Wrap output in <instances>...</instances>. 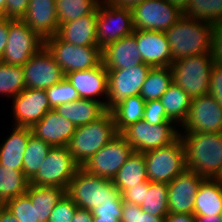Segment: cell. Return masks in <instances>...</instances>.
I'll list each match as a JSON object with an SVG mask.
<instances>
[{"mask_svg": "<svg viewBox=\"0 0 222 222\" xmlns=\"http://www.w3.org/2000/svg\"><path fill=\"white\" fill-rule=\"evenodd\" d=\"M160 101L165 109L167 117L180 127L185 122L189 113L191 98L174 82L161 96ZM178 123V124H177Z\"/></svg>", "mask_w": 222, "mask_h": 222, "instance_id": "f546056e", "label": "cell"}, {"mask_svg": "<svg viewBox=\"0 0 222 222\" xmlns=\"http://www.w3.org/2000/svg\"><path fill=\"white\" fill-rule=\"evenodd\" d=\"M182 16L209 23L222 21V0H189Z\"/></svg>", "mask_w": 222, "mask_h": 222, "instance_id": "d590c367", "label": "cell"}, {"mask_svg": "<svg viewBox=\"0 0 222 222\" xmlns=\"http://www.w3.org/2000/svg\"><path fill=\"white\" fill-rule=\"evenodd\" d=\"M213 24L182 16L165 31L173 61L212 53Z\"/></svg>", "mask_w": 222, "mask_h": 222, "instance_id": "7a4b0ae2", "label": "cell"}, {"mask_svg": "<svg viewBox=\"0 0 222 222\" xmlns=\"http://www.w3.org/2000/svg\"><path fill=\"white\" fill-rule=\"evenodd\" d=\"M145 102L140 95L131 96L111 110L117 133H121L126 127L143 119Z\"/></svg>", "mask_w": 222, "mask_h": 222, "instance_id": "4dcf8cb0", "label": "cell"}, {"mask_svg": "<svg viewBox=\"0 0 222 222\" xmlns=\"http://www.w3.org/2000/svg\"><path fill=\"white\" fill-rule=\"evenodd\" d=\"M141 210L156 217H165L168 211V184L148 181Z\"/></svg>", "mask_w": 222, "mask_h": 222, "instance_id": "e575fe53", "label": "cell"}, {"mask_svg": "<svg viewBox=\"0 0 222 222\" xmlns=\"http://www.w3.org/2000/svg\"><path fill=\"white\" fill-rule=\"evenodd\" d=\"M212 54H199L173 61V82L182 88L191 99L205 95L210 83Z\"/></svg>", "mask_w": 222, "mask_h": 222, "instance_id": "5b68a950", "label": "cell"}, {"mask_svg": "<svg viewBox=\"0 0 222 222\" xmlns=\"http://www.w3.org/2000/svg\"><path fill=\"white\" fill-rule=\"evenodd\" d=\"M52 147L45 141L31 134L24 152L22 171L30 181L37 173Z\"/></svg>", "mask_w": 222, "mask_h": 222, "instance_id": "836d02e7", "label": "cell"}, {"mask_svg": "<svg viewBox=\"0 0 222 222\" xmlns=\"http://www.w3.org/2000/svg\"><path fill=\"white\" fill-rule=\"evenodd\" d=\"M171 5L178 7L183 11L185 6L188 4L189 0H167Z\"/></svg>", "mask_w": 222, "mask_h": 222, "instance_id": "6f0895ef", "label": "cell"}, {"mask_svg": "<svg viewBox=\"0 0 222 222\" xmlns=\"http://www.w3.org/2000/svg\"><path fill=\"white\" fill-rule=\"evenodd\" d=\"M65 78L77 90L81 99L102 102L106 108L104 99L107 100L108 96V73L103 63L92 69L69 72ZM99 95H105L102 101Z\"/></svg>", "mask_w": 222, "mask_h": 222, "instance_id": "ffe728a7", "label": "cell"}, {"mask_svg": "<svg viewBox=\"0 0 222 222\" xmlns=\"http://www.w3.org/2000/svg\"><path fill=\"white\" fill-rule=\"evenodd\" d=\"M222 212V182L205 179L195 195L194 215L213 216Z\"/></svg>", "mask_w": 222, "mask_h": 222, "instance_id": "4316f807", "label": "cell"}, {"mask_svg": "<svg viewBox=\"0 0 222 222\" xmlns=\"http://www.w3.org/2000/svg\"><path fill=\"white\" fill-rule=\"evenodd\" d=\"M79 167L74 161L68 146L52 147L29 184L56 186L67 190Z\"/></svg>", "mask_w": 222, "mask_h": 222, "instance_id": "ba28073f", "label": "cell"}, {"mask_svg": "<svg viewBox=\"0 0 222 222\" xmlns=\"http://www.w3.org/2000/svg\"><path fill=\"white\" fill-rule=\"evenodd\" d=\"M195 222H222L221 214L213 216L195 215Z\"/></svg>", "mask_w": 222, "mask_h": 222, "instance_id": "db71d44e", "label": "cell"}, {"mask_svg": "<svg viewBox=\"0 0 222 222\" xmlns=\"http://www.w3.org/2000/svg\"><path fill=\"white\" fill-rule=\"evenodd\" d=\"M66 194L79 207L92 211L104 202L123 200L122 193L111 179L99 177L79 167L66 190Z\"/></svg>", "mask_w": 222, "mask_h": 222, "instance_id": "277c9868", "label": "cell"}, {"mask_svg": "<svg viewBox=\"0 0 222 222\" xmlns=\"http://www.w3.org/2000/svg\"><path fill=\"white\" fill-rule=\"evenodd\" d=\"M78 206L65 193L51 211L48 222H71Z\"/></svg>", "mask_w": 222, "mask_h": 222, "instance_id": "60d3db41", "label": "cell"}, {"mask_svg": "<svg viewBox=\"0 0 222 222\" xmlns=\"http://www.w3.org/2000/svg\"><path fill=\"white\" fill-rule=\"evenodd\" d=\"M205 178L185 170L168 183L169 213L193 214L195 195Z\"/></svg>", "mask_w": 222, "mask_h": 222, "instance_id": "ac0fdd59", "label": "cell"}, {"mask_svg": "<svg viewBox=\"0 0 222 222\" xmlns=\"http://www.w3.org/2000/svg\"><path fill=\"white\" fill-rule=\"evenodd\" d=\"M6 208V203L0 199V213Z\"/></svg>", "mask_w": 222, "mask_h": 222, "instance_id": "91938a15", "label": "cell"}, {"mask_svg": "<svg viewBox=\"0 0 222 222\" xmlns=\"http://www.w3.org/2000/svg\"><path fill=\"white\" fill-rule=\"evenodd\" d=\"M45 91L51 109H55L59 105L80 99L77 90L66 80V78Z\"/></svg>", "mask_w": 222, "mask_h": 222, "instance_id": "ab89813d", "label": "cell"}, {"mask_svg": "<svg viewBox=\"0 0 222 222\" xmlns=\"http://www.w3.org/2000/svg\"><path fill=\"white\" fill-rule=\"evenodd\" d=\"M145 190H148V181L127 188L122 193L123 202L133 203L140 206L144 202Z\"/></svg>", "mask_w": 222, "mask_h": 222, "instance_id": "7dc6e473", "label": "cell"}, {"mask_svg": "<svg viewBox=\"0 0 222 222\" xmlns=\"http://www.w3.org/2000/svg\"><path fill=\"white\" fill-rule=\"evenodd\" d=\"M14 127L9 137L0 144V165L15 170H22L24 152L32 129L29 127Z\"/></svg>", "mask_w": 222, "mask_h": 222, "instance_id": "d4e9b609", "label": "cell"}, {"mask_svg": "<svg viewBox=\"0 0 222 222\" xmlns=\"http://www.w3.org/2000/svg\"><path fill=\"white\" fill-rule=\"evenodd\" d=\"M174 122L153 125L145 120L126 127L120 134L135 152L145 153L172 144L179 138V130Z\"/></svg>", "mask_w": 222, "mask_h": 222, "instance_id": "9c48e42d", "label": "cell"}, {"mask_svg": "<svg viewBox=\"0 0 222 222\" xmlns=\"http://www.w3.org/2000/svg\"><path fill=\"white\" fill-rule=\"evenodd\" d=\"M6 208L20 222H38L35 204H32L30 197L25 193L6 202Z\"/></svg>", "mask_w": 222, "mask_h": 222, "instance_id": "f35d334b", "label": "cell"}, {"mask_svg": "<svg viewBox=\"0 0 222 222\" xmlns=\"http://www.w3.org/2000/svg\"><path fill=\"white\" fill-rule=\"evenodd\" d=\"M115 187L123 193L138 183L149 181L144 153L133 152L112 179Z\"/></svg>", "mask_w": 222, "mask_h": 222, "instance_id": "83f0119b", "label": "cell"}, {"mask_svg": "<svg viewBox=\"0 0 222 222\" xmlns=\"http://www.w3.org/2000/svg\"><path fill=\"white\" fill-rule=\"evenodd\" d=\"M98 7L88 15L59 26L57 35L68 43L77 46H98L96 21Z\"/></svg>", "mask_w": 222, "mask_h": 222, "instance_id": "cb8c5ba5", "label": "cell"}, {"mask_svg": "<svg viewBox=\"0 0 222 222\" xmlns=\"http://www.w3.org/2000/svg\"><path fill=\"white\" fill-rule=\"evenodd\" d=\"M143 120L153 125H158L164 122H173L167 117L160 100H149L145 102Z\"/></svg>", "mask_w": 222, "mask_h": 222, "instance_id": "7bdbcfd3", "label": "cell"}, {"mask_svg": "<svg viewBox=\"0 0 222 222\" xmlns=\"http://www.w3.org/2000/svg\"><path fill=\"white\" fill-rule=\"evenodd\" d=\"M92 222H121L117 217H93Z\"/></svg>", "mask_w": 222, "mask_h": 222, "instance_id": "9f6ffc18", "label": "cell"}, {"mask_svg": "<svg viewBox=\"0 0 222 222\" xmlns=\"http://www.w3.org/2000/svg\"><path fill=\"white\" fill-rule=\"evenodd\" d=\"M185 151L186 169L205 179L222 176V132L179 133Z\"/></svg>", "mask_w": 222, "mask_h": 222, "instance_id": "6da1fadb", "label": "cell"}, {"mask_svg": "<svg viewBox=\"0 0 222 222\" xmlns=\"http://www.w3.org/2000/svg\"><path fill=\"white\" fill-rule=\"evenodd\" d=\"M150 182L169 183L186 170L185 151L180 137L172 144L144 153Z\"/></svg>", "mask_w": 222, "mask_h": 222, "instance_id": "52a82bcc", "label": "cell"}, {"mask_svg": "<svg viewBox=\"0 0 222 222\" xmlns=\"http://www.w3.org/2000/svg\"><path fill=\"white\" fill-rule=\"evenodd\" d=\"M116 7L132 9L134 6L142 3L145 0H105Z\"/></svg>", "mask_w": 222, "mask_h": 222, "instance_id": "f5cc1de1", "label": "cell"}, {"mask_svg": "<svg viewBox=\"0 0 222 222\" xmlns=\"http://www.w3.org/2000/svg\"><path fill=\"white\" fill-rule=\"evenodd\" d=\"M164 222H195L194 214L168 213Z\"/></svg>", "mask_w": 222, "mask_h": 222, "instance_id": "f907efd6", "label": "cell"}, {"mask_svg": "<svg viewBox=\"0 0 222 222\" xmlns=\"http://www.w3.org/2000/svg\"><path fill=\"white\" fill-rule=\"evenodd\" d=\"M134 32L131 9L116 7L102 0L98 5L96 38L103 49Z\"/></svg>", "mask_w": 222, "mask_h": 222, "instance_id": "8fae6325", "label": "cell"}, {"mask_svg": "<svg viewBox=\"0 0 222 222\" xmlns=\"http://www.w3.org/2000/svg\"><path fill=\"white\" fill-rule=\"evenodd\" d=\"M14 126L32 128L51 110L45 90L25 88L12 103Z\"/></svg>", "mask_w": 222, "mask_h": 222, "instance_id": "e0dca14e", "label": "cell"}, {"mask_svg": "<svg viewBox=\"0 0 222 222\" xmlns=\"http://www.w3.org/2000/svg\"><path fill=\"white\" fill-rule=\"evenodd\" d=\"M180 127L184 133L222 132V106L210 94L191 99L189 113Z\"/></svg>", "mask_w": 222, "mask_h": 222, "instance_id": "9a60e30c", "label": "cell"}, {"mask_svg": "<svg viewBox=\"0 0 222 222\" xmlns=\"http://www.w3.org/2000/svg\"><path fill=\"white\" fill-rule=\"evenodd\" d=\"M102 0H55L59 26L91 14Z\"/></svg>", "mask_w": 222, "mask_h": 222, "instance_id": "8d00e7d4", "label": "cell"}, {"mask_svg": "<svg viewBox=\"0 0 222 222\" xmlns=\"http://www.w3.org/2000/svg\"><path fill=\"white\" fill-rule=\"evenodd\" d=\"M29 0H6L4 17L8 19H22L27 11Z\"/></svg>", "mask_w": 222, "mask_h": 222, "instance_id": "bcb514c9", "label": "cell"}, {"mask_svg": "<svg viewBox=\"0 0 222 222\" xmlns=\"http://www.w3.org/2000/svg\"><path fill=\"white\" fill-rule=\"evenodd\" d=\"M44 46L42 39L22 19H9L8 40L1 62L24 66Z\"/></svg>", "mask_w": 222, "mask_h": 222, "instance_id": "30bf717a", "label": "cell"}, {"mask_svg": "<svg viewBox=\"0 0 222 222\" xmlns=\"http://www.w3.org/2000/svg\"><path fill=\"white\" fill-rule=\"evenodd\" d=\"M55 111L78 127L101 117L106 112V108L102 102L80 98L74 102L57 106Z\"/></svg>", "mask_w": 222, "mask_h": 222, "instance_id": "484cf974", "label": "cell"}, {"mask_svg": "<svg viewBox=\"0 0 222 222\" xmlns=\"http://www.w3.org/2000/svg\"><path fill=\"white\" fill-rule=\"evenodd\" d=\"M29 180L22 170L0 165V199L5 203L27 192Z\"/></svg>", "mask_w": 222, "mask_h": 222, "instance_id": "d6a6232c", "label": "cell"}, {"mask_svg": "<svg viewBox=\"0 0 222 222\" xmlns=\"http://www.w3.org/2000/svg\"><path fill=\"white\" fill-rule=\"evenodd\" d=\"M66 190L56 186H37L29 184L26 194L36 206L38 222H48L51 211Z\"/></svg>", "mask_w": 222, "mask_h": 222, "instance_id": "f1b7e54d", "label": "cell"}, {"mask_svg": "<svg viewBox=\"0 0 222 222\" xmlns=\"http://www.w3.org/2000/svg\"><path fill=\"white\" fill-rule=\"evenodd\" d=\"M173 83L171 67H151L143 83L140 96L145 100H160Z\"/></svg>", "mask_w": 222, "mask_h": 222, "instance_id": "1f68e13d", "label": "cell"}, {"mask_svg": "<svg viewBox=\"0 0 222 222\" xmlns=\"http://www.w3.org/2000/svg\"><path fill=\"white\" fill-rule=\"evenodd\" d=\"M44 46L64 74L92 69L103 63L102 49L99 46H77L63 41L57 34L45 39Z\"/></svg>", "mask_w": 222, "mask_h": 222, "instance_id": "8992f818", "label": "cell"}, {"mask_svg": "<svg viewBox=\"0 0 222 222\" xmlns=\"http://www.w3.org/2000/svg\"><path fill=\"white\" fill-rule=\"evenodd\" d=\"M165 217H156L141 210L133 203L123 202L121 222H164Z\"/></svg>", "mask_w": 222, "mask_h": 222, "instance_id": "b9f144b4", "label": "cell"}, {"mask_svg": "<svg viewBox=\"0 0 222 222\" xmlns=\"http://www.w3.org/2000/svg\"><path fill=\"white\" fill-rule=\"evenodd\" d=\"M134 30H168L182 17V10L167 0H145L131 9Z\"/></svg>", "mask_w": 222, "mask_h": 222, "instance_id": "4fadbf2b", "label": "cell"}, {"mask_svg": "<svg viewBox=\"0 0 222 222\" xmlns=\"http://www.w3.org/2000/svg\"><path fill=\"white\" fill-rule=\"evenodd\" d=\"M117 134L113 114L106 111L95 121L76 127L68 148L74 161L83 167Z\"/></svg>", "mask_w": 222, "mask_h": 222, "instance_id": "3957f363", "label": "cell"}, {"mask_svg": "<svg viewBox=\"0 0 222 222\" xmlns=\"http://www.w3.org/2000/svg\"><path fill=\"white\" fill-rule=\"evenodd\" d=\"M150 69V65L142 62L128 69L107 70L108 96L105 100L106 111H111L128 97L140 95Z\"/></svg>", "mask_w": 222, "mask_h": 222, "instance_id": "7c38bea8", "label": "cell"}, {"mask_svg": "<svg viewBox=\"0 0 222 222\" xmlns=\"http://www.w3.org/2000/svg\"><path fill=\"white\" fill-rule=\"evenodd\" d=\"M123 200H115L114 202H104L100 206L94 208L91 212L93 217H117L121 219Z\"/></svg>", "mask_w": 222, "mask_h": 222, "instance_id": "f6af8a7d", "label": "cell"}, {"mask_svg": "<svg viewBox=\"0 0 222 222\" xmlns=\"http://www.w3.org/2000/svg\"><path fill=\"white\" fill-rule=\"evenodd\" d=\"M5 1H6V0H0V17H4V13H5Z\"/></svg>", "mask_w": 222, "mask_h": 222, "instance_id": "680465c9", "label": "cell"}, {"mask_svg": "<svg viewBox=\"0 0 222 222\" xmlns=\"http://www.w3.org/2000/svg\"><path fill=\"white\" fill-rule=\"evenodd\" d=\"M103 65L106 70L128 69L142 63L136 38L124 36L102 49Z\"/></svg>", "mask_w": 222, "mask_h": 222, "instance_id": "603a6c76", "label": "cell"}, {"mask_svg": "<svg viewBox=\"0 0 222 222\" xmlns=\"http://www.w3.org/2000/svg\"><path fill=\"white\" fill-rule=\"evenodd\" d=\"M212 56L214 63L222 67V21L213 24L212 28Z\"/></svg>", "mask_w": 222, "mask_h": 222, "instance_id": "c3c4849f", "label": "cell"}, {"mask_svg": "<svg viewBox=\"0 0 222 222\" xmlns=\"http://www.w3.org/2000/svg\"><path fill=\"white\" fill-rule=\"evenodd\" d=\"M93 215L90 210L77 208L71 222H92Z\"/></svg>", "mask_w": 222, "mask_h": 222, "instance_id": "816d5d0a", "label": "cell"}, {"mask_svg": "<svg viewBox=\"0 0 222 222\" xmlns=\"http://www.w3.org/2000/svg\"><path fill=\"white\" fill-rule=\"evenodd\" d=\"M31 129L33 135L51 147H63L69 145L76 127L55 109H51Z\"/></svg>", "mask_w": 222, "mask_h": 222, "instance_id": "44dd1931", "label": "cell"}, {"mask_svg": "<svg viewBox=\"0 0 222 222\" xmlns=\"http://www.w3.org/2000/svg\"><path fill=\"white\" fill-rule=\"evenodd\" d=\"M22 67L26 88L47 90L65 78L62 68L45 46Z\"/></svg>", "mask_w": 222, "mask_h": 222, "instance_id": "2e32d148", "label": "cell"}, {"mask_svg": "<svg viewBox=\"0 0 222 222\" xmlns=\"http://www.w3.org/2000/svg\"><path fill=\"white\" fill-rule=\"evenodd\" d=\"M133 152L127 140L118 133L83 168L91 174L112 180Z\"/></svg>", "mask_w": 222, "mask_h": 222, "instance_id": "5bb4252c", "label": "cell"}, {"mask_svg": "<svg viewBox=\"0 0 222 222\" xmlns=\"http://www.w3.org/2000/svg\"><path fill=\"white\" fill-rule=\"evenodd\" d=\"M22 20L44 40L56 35L59 22L55 0H29Z\"/></svg>", "mask_w": 222, "mask_h": 222, "instance_id": "7402d4cb", "label": "cell"}, {"mask_svg": "<svg viewBox=\"0 0 222 222\" xmlns=\"http://www.w3.org/2000/svg\"><path fill=\"white\" fill-rule=\"evenodd\" d=\"M138 45L142 62L151 67H170L169 43L165 32L152 30H134L132 33Z\"/></svg>", "mask_w": 222, "mask_h": 222, "instance_id": "d6986e66", "label": "cell"}, {"mask_svg": "<svg viewBox=\"0 0 222 222\" xmlns=\"http://www.w3.org/2000/svg\"><path fill=\"white\" fill-rule=\"evenodd\" d=\"M25 88L23 67L0 62V95H7L6 97L12 99Z\"/></svg>", "mask_w": 222, "mask_h": 222, "instance_id": "74e56055", "label": "cell"}, {"mask_svg": "<svg viewBox=\"0 0 222 222\" xmlns=\"http://www.w3.org/2000/svg\"><path fill=\"white\" fill-rule=\"evenodd\" d=\"M207 94H210L222 106V67L216 63L211 66Z\"/></svg>", "mask_w": 222, "mask_h": 222, "instance_id": "ee69618b", "label": "cell"}, {"mask_svg": "<svg viewBox=\"0 0 222 222\" xmlns=\"http://www.w3.org/2000/svg\"><path fill=\"white\" fill-rule=\"evenodd\" d=\"M0 222H20V221H18V219L7 208H5L0 213Z\"/></svg>", "mask_w": 222, "mask_h": 222, "instance_id": "11a10c76", "label": "cell"}, {"mask_svg": "<svg viewBox=\"0 0 222 222\" xmlns=\"http://www.w3.org/2000/svg\"><path fill=\"white\" fill-rule=\"evenodd\" d=\"M9 33V19L0 17V62L5 51Z\"/></svg>", "mask_w": 222, "mask_h": 222, "instance_id": "681fc988", "label": "cell"}]
</instances>
